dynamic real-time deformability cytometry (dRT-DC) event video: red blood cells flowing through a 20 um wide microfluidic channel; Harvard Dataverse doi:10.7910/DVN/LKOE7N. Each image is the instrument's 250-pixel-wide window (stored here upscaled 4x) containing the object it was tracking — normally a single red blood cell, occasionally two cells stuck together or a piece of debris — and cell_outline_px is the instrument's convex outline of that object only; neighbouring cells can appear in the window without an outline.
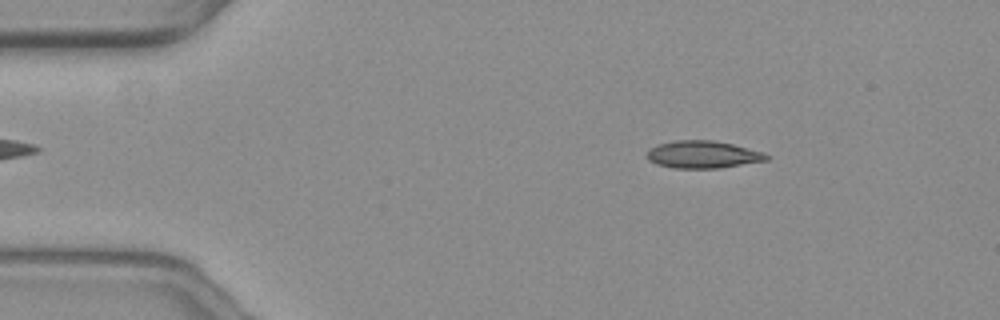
{"species": "common noctule bat (a hibernating species)", "species_latin": "Nyctalus noctula", "temperature_condition": "warm", "stored_images_in_passage": 57, "camera_frame_rate_fps": 3000, "um_per_image_px": 0.085, "animal": {"sex": "female", "body_mass_g": 19.3, "forearm_length_mm": 54.1}, "frame": {"image": 1, "passage_image": 9, "time_ms": 2.667, "image_size_px": [1000, 320], "cell_outline_px": [[768, 160], [720, 168], [676, 168], [656, 164], [648, 160], [648, 152], [656, 144], [672, 140], [712, 140], [732, 144], [764, 152], [768, 156]], "centroid_in_image_um": [59.74, 13.13], "position_along_channel_um": 25.3, "area_um2": 19.02}}
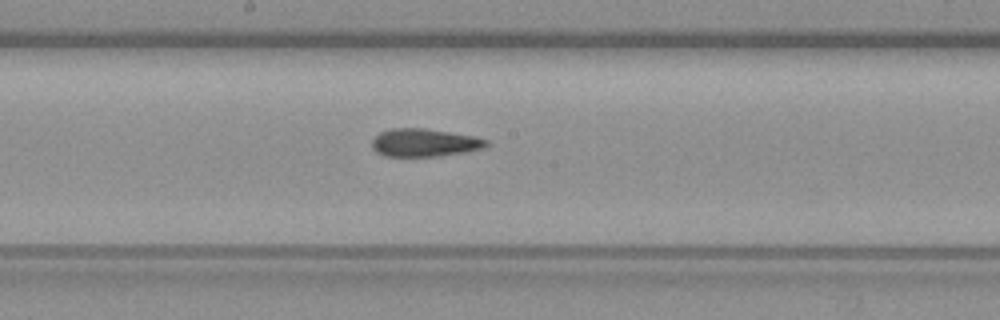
{"frame": {"image": 2, "passage_image": 30, "time_ms": 9.667, "image_size_px": [1000, 320], "cell_outline_px": [[488, 144], [484, 148], [468, 152], [440, 156], [384, 156], [376, 152], [372, 148], [372, 140], [380, 132], [392, 128], [424, 128], [476, 136], [488, 140]], "centroid_in_image_um": [36.1, 12.13], "position_along_channel_um": 212.1, "area_um2": 18.79}}
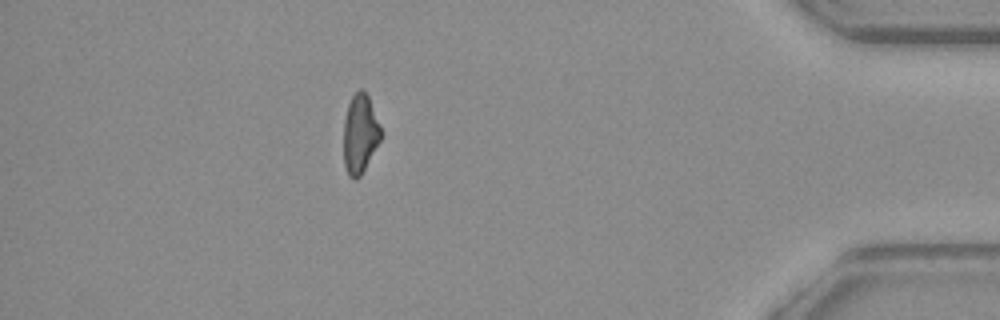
{"frame": {"image": 3, "passage_image": 50, "time_ms": 16.333, "image_size_px": [1000, 320], "cell_outline_px": [[384, 132], [380, 140], [360, 176], [356, 180], [348, 176], [344, 164], [344, 120], [348, 104], [352, 96], [360, 88], [364, 88], [368, 96]], "centroid_in_image_um": [30.62, 11.35], "position_along_channel_um": 404.6, "area_um2": 17.28}, "authors_computed_cell_mechanics": {"area_um2": 18.4382, "velocity_mm_per_s": 3.6481, "shape_relaxation_time_tau1_ms": null, "shape_relaxation_time_tau2_ms": 5.4318, "deformation_change_tau1": null, "deformation_change_tau2": 0.1313}}